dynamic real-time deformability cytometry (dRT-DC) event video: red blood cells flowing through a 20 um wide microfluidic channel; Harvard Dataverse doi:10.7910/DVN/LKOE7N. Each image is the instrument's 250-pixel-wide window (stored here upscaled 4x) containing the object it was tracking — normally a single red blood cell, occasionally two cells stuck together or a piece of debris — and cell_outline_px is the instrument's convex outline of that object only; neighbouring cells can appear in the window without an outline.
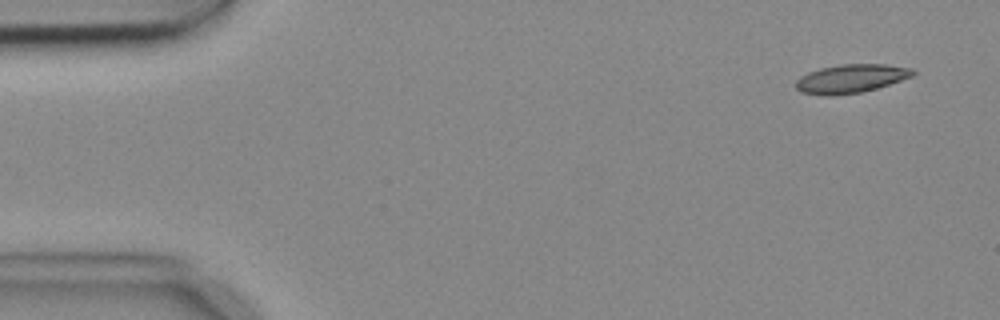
{"species": "common noctule bat (a hibernating species)", "species_latin": "Nyctalus noctula", "temperature_condition": "cold", "stored_images_in_passage": 4, "camera_frame_rate_fps": 3000, "um_per_image_px": 0.085, "animal": {"sex": "female", "body_mass_g": 18.4}, "frame": {"image": 1, "passage_image": 1, "time_ms": 0.0, "image_size_px": [1000, 320], "cell_outline_px": [[916, 72], [912, 76], [876, 88], [860, 92], [832, 96], [824, 96], [800, 92], [796, 88], [796, 80], [800, 76], [808, 72], [820, 68], [840, 64], [884, 64], [912, 68]], "centroid_in_image_um": [72.28, 6.68], "position_along_channel_um": 12.7, "area_um2": 19.48}}